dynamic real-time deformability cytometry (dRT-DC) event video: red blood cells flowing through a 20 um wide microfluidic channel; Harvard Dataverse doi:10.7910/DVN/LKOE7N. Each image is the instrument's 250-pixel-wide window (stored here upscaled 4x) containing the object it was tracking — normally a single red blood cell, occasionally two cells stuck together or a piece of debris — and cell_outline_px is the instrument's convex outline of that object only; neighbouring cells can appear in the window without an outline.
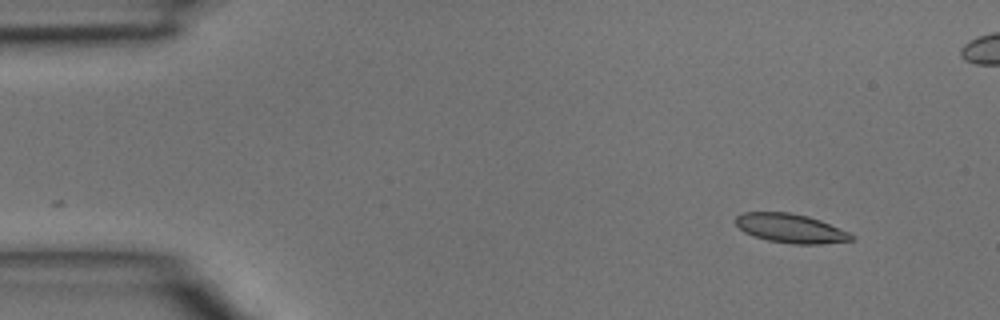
{"species": "common noctule bat (a hibernating species)", "species_latin": "Nyctalus noctula", "temperature_condition": "room temperature", "stored_images_in_passage": 2, "camera_frame_rate_fps": 3000, "um_per_image_px": 0.085, "animal": {"sex": "male", "body_mass_g": 15.6}, "frame": {"image": 1, "passage_image": 2, "time_ms": 0.333, "image_size_px": [1000, 320], "cell_outline_px": [[856, 240], [820, 244], [792, 244], [768, 240], [752, 236], [744, 232], [732, 220], [736, 216], [744, 212], [788, 212], [808, 216], [820, 220], [848, 232], [856, 236]], "centroid_in_image_um": [67.19, 19.41], "position_along_channel_um": 17.8, "area_um2": 19.77}}